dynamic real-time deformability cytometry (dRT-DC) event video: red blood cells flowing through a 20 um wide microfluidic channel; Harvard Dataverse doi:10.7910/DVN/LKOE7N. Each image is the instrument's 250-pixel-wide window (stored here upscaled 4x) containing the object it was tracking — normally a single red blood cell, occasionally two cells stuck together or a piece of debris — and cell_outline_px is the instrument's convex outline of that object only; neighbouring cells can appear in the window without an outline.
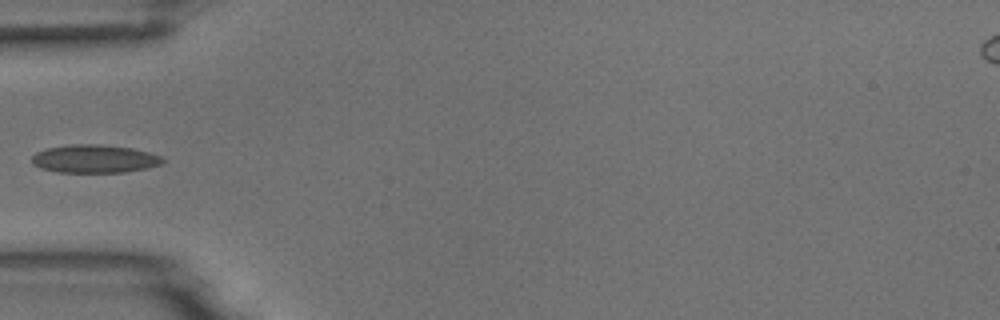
{"species": "common noctule bat (a hibernating species)", "species_latin": "Nyctalus noctula", "temperature_condition": "room temperature", "stored_images_in_passage": 4, "camera_frame_rate_fps": 3000, "um_per_image_px": 0.085, "animal": {"sex": "male", "body_mass_g": 18.8}, "frame": {"image": 1, "passage_image": 4, "time_ms": 4.0, "image_size_px": [1000, 320], "cell_outline_px": [[164, 160], [160, 164], [148, 168], [124, 172], [60, 172], [40, 168], [32, 164], [32, 156], [36, 152], [48, 148], [68, 144], [100, 144], [132, 148], [148, 152], [160, 156]], "centroid_in_image_um": [8.01, 13.49], "position_along_channel_um": 77.0, "area_um2": 21.39}}